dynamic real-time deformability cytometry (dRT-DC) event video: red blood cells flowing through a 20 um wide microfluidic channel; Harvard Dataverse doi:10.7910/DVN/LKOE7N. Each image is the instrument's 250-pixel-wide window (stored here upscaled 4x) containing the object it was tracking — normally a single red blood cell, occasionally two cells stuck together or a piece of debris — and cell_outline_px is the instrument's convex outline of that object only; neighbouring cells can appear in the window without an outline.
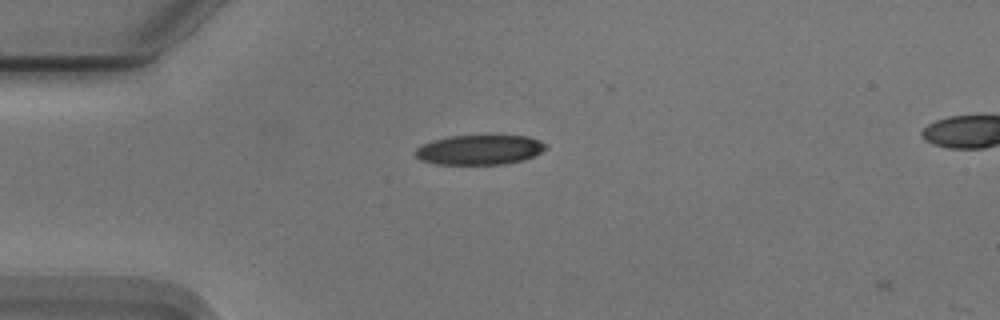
{"species": "Egyptian fruit bat (a non-hibernating species)", "species_latin": "Rousettus aegyptiacus", "temperature_condition": "cold", "stored_images_in_passage": 2, "camera_frame_rate_fps": 3000, "um_per_image_px": 0.085, "animal": {"sex": "male"}, "frame": {"image": 1, "passage_image": 1, "time_ms": 0.0, "image_size_px": [1000, 320], "cell_outline_px": [[548, 148], [524, 160], [504, 164], [436, 164], [420, 160], [416, 156], [416, 148], [432, 140], [452, 136], [528, 136], [540, 140], [548, 144]], "centroid_in_image_um": [40.79, 12.73], "position_along_channel_um": 44.2, "area_um2": 22.54}}